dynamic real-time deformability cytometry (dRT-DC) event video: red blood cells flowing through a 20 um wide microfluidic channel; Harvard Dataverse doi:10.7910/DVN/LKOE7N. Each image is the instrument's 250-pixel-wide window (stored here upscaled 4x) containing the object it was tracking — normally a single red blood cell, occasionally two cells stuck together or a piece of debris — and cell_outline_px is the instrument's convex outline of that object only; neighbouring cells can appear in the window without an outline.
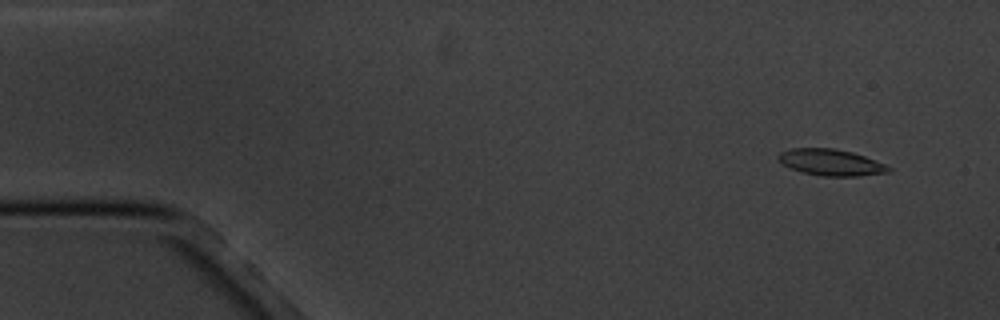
{"species": "common noctule bat (a hibernating species)", "species_latin": "Nyctalus noctula", "temperature_condition": "cold", "stored_images_in_passage": 7, "camera_frame_rate_fps": 3000, "um_per_image_px": 0.085, "animal": {"sex": "male", "body_mass_g": 20.1, "forearm_length_mm": 53.5}, "frame": {"image": 1, "passage_image": 1, "time_ms": 0.0, "image_size_px": [1000, 320], "cell_outline_px": [[892, 172], [860, 176], [820, 176], [800, 172], [784, 164], [776, 156], [780, 152], [792, 148], [836, 148], [852, 152], [864, 156], [884, 164], [892, 168]], "centroid_in_image_um": [70.65, 13.81], "position_along_channel_um": 14.4, "area_um2": 16.99}}
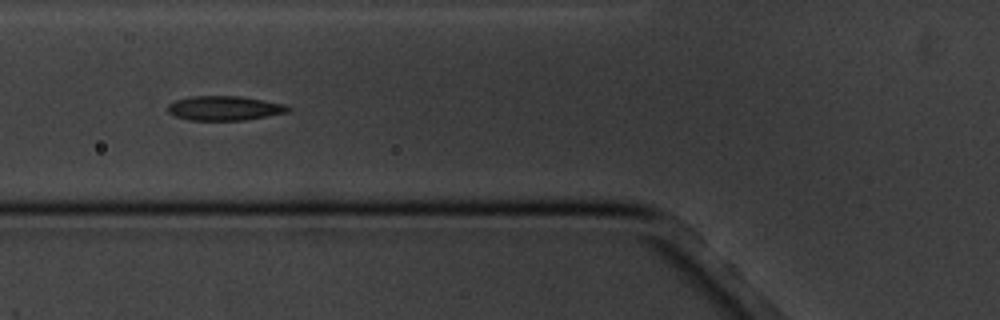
{"frame": {"image": 2, "passage_image": 6, "time_ms": 5.667, "image_size_px": [1000, 320], "cell_outline_px": [[292, 108], [288, 112], [244, 120], [188, 120], [176, 116], [168, 112], [168, 104], [176, 100], [192, 96], [240, 96], [284, 104]], "centroid_in_image_um": [19.07, 9.19], "position_along_channel_um": 106.7, "area_um2": 16.99}}
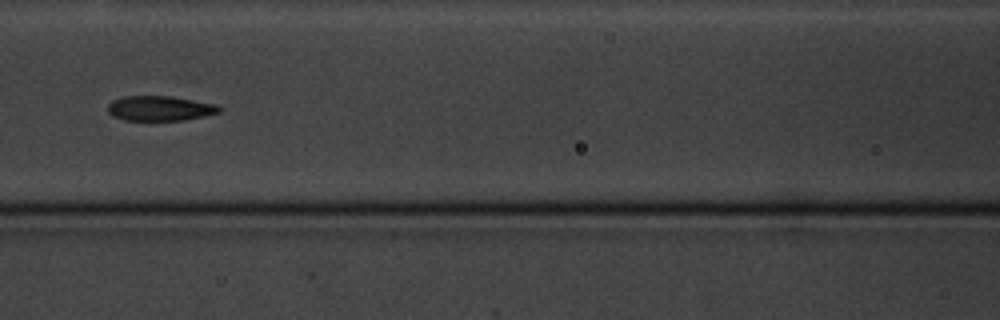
{"frame": {"image": 3, "passage_image": 7, "time_ms": 7.0, "image_size_px": [1000, 320], "cell_outline_px": [[224, 108], [220, 112], [204, 116], [184, 120], [124, 120], [112, 116], [108, 112], [108, 104], [112, 100], [124, 96], [172, 96], [216, 104]], "centroid_in_image_um": [13.6, 9.2], "position_along_channel_um": 153.0, "area_um2": 16.3}}